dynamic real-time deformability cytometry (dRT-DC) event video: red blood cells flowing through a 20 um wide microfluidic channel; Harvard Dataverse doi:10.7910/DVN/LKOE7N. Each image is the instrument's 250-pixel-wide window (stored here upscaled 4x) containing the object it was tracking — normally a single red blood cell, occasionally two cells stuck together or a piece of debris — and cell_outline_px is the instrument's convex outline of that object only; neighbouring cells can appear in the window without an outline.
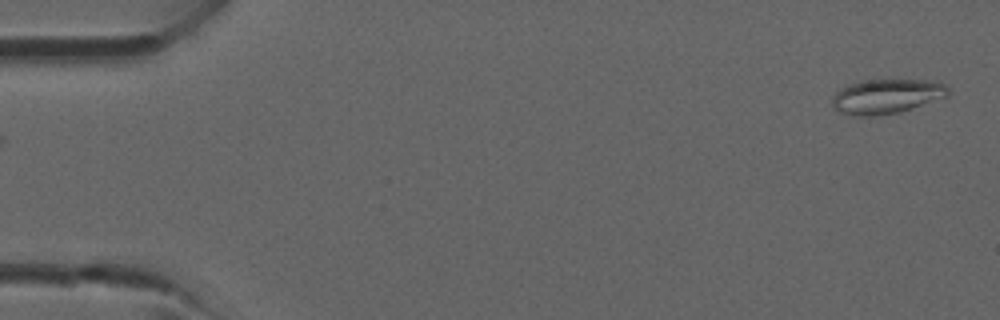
{"species": "common noctule bat (a hibernating species)", "species_latin": "Nyctalus noctula", "temperature_condition": "room temperature", "stored_images_in_passage": 23, "camera_frame_rate_fps": 3000, "um_per_image_px": 0.085, "animal": {"sex": "male", "forearm_length_mm": 52.5}, "frame": {"image": 1, "passage_image": 1, "time_ms": 0.0, "image_size_px": [1000, 320], "cell_outline_px": [[948, 96], [900, 112], [876, 116], [852, 116], [840, 112], [832, 108], [832, 96], [840, 88], [848, 84], [860, 80], [932, 80], [944, 84], [948, 88]], "centroid_in_image_um": [75.31, 8.19], "position_along_channel_um": 9.7, "area_um2": 23.58}}
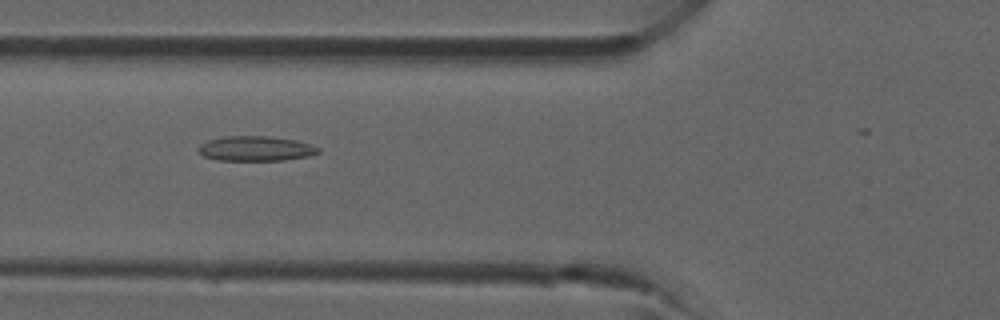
{"frame": {"image": 2, "passage_image": 15, "time_ms": 4.667, "image_size_px": [1000, 320], "cell_outline_px": [[320, 152], [308, 156], [284, 160], [220, 160], [204, 156], [196, 148], [200, 144], [208, 140], [224, 136], [268, 136], [296, 140], [312, 144], [320, 148]], "centroid_in_image_um": [21.75, 12.62], "position_along_channel_um": 104.1, "area_um2": 17.4}}
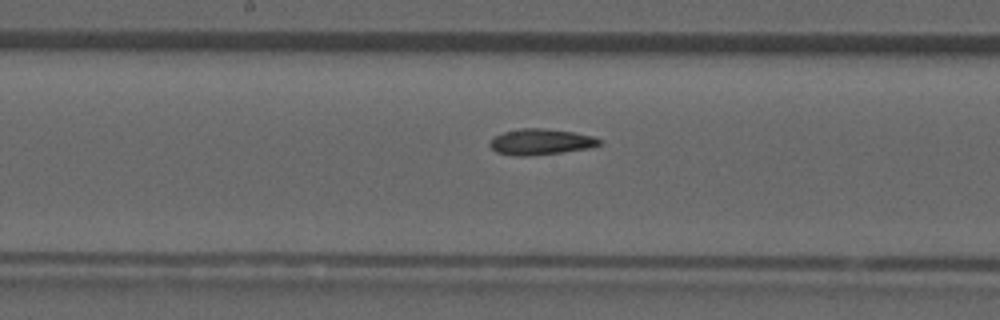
{"frame": {"image": 3, "passage_image": 21, "time_ms": 6.667, "image_size_px": [1000, 320], "cell_outline_px": [[600, 144], [592, 148], [528, 156], [512, 156], [496, 152], [488, 144], [492, 136], [504, 132], [520, 128], [544, 128], [572, 132], [592, 136], [600, 140]], "centroid_in_image_um": [45.9, 12.06], "position_along_channel_um": 202.3, "area_um2": 16.59}}